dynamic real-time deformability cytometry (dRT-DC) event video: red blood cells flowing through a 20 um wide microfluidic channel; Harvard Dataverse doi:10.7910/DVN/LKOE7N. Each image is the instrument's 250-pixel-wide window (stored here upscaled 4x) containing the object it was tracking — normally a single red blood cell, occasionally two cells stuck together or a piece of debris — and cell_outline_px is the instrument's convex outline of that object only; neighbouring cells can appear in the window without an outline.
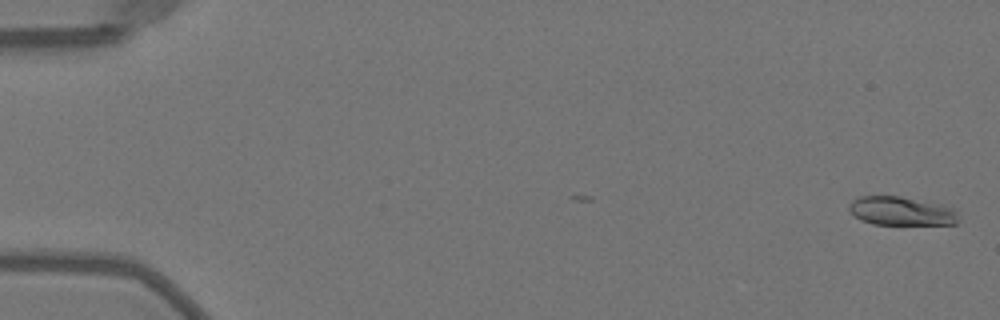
{"species": "Egyptian fruit bat (a non-hibernating species)", "species_latin": "Rousettus aegyptiacus", "temperature_condition": "warm", "stored_images_in_passage": 52, "camera_frame_rate_fps": 3000, "um_per_image_px": 0.085, "animal": {"sex": "female"}, "frame": {"image": 1, "passage_image": 2, "time_ms": 0.333, "image_size_px": [1000, 320], "cell_outline_px": [[956, 224], [872, 224], [860, 220], [848, 208], [848, 204], [852, 200], [860, 196], [900, 196], [940, 204], [956, 208]], "centroid_in_image_um": [76.58, 17.93], "position_along_channel_um": 8.4, "area_um2": 18.21}}
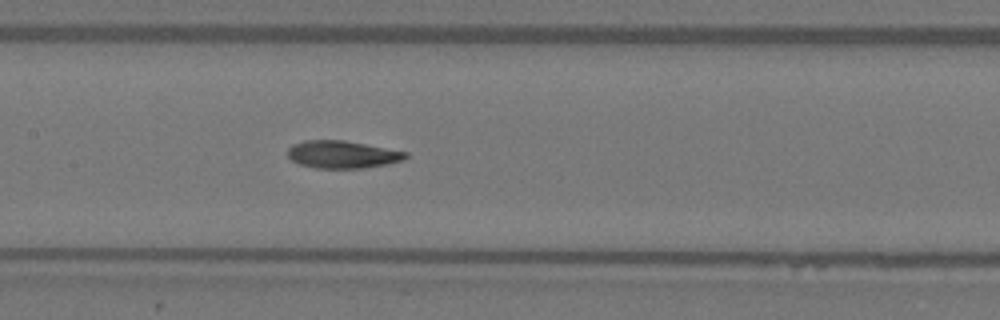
{"frame": {"image": 2, "passage_image": 26, "time_ms": 8.333, "image_size_px": [1000, 320], "cell_outline_px": [[408, 156], [404, 160], [388, 164], [364, 168], [316, 168], [300, 164], [292, 160], [288, 156], [288, 148], [292, 144], [304, 140], [344, 140], [408, 152]], "centroid_in_image_um": [29.11, 13.13], "position_along_channel_um": 178.3, "area_um2": 18.96}}
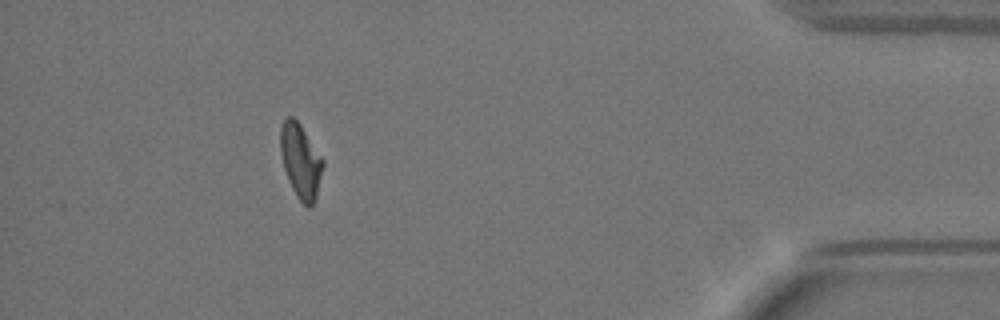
{"frame": {"image": 3, "passage_image": 47, "time_ms": 15.333, "image_size_px": [1000, 320], "cell_outline_px": [[324, 164], [316, 196], [312, 208], [308, 208], [296, 196], [288, 180], [284, 168], [280, 152], [280, 128], [284, 120], [288, 116], [292, 116], [300, 124], [324, 160]], "centroid_in_image_um": [25.55, 13.69], "position_along_channel_um": 409.7, "area_um2": 18.38}, "authors_computed_cell_mechanics": {"area_um2": 18.6983, "velocity_mm_per_s": 4.0433, "shape_relaxation_time_tau1_ms": 6.7218, "shape_relaxation_time_tau2_ms": 2.362, "deformation_change_tau1": 0.2229, "deformation_change_tau2": 0.0719}}